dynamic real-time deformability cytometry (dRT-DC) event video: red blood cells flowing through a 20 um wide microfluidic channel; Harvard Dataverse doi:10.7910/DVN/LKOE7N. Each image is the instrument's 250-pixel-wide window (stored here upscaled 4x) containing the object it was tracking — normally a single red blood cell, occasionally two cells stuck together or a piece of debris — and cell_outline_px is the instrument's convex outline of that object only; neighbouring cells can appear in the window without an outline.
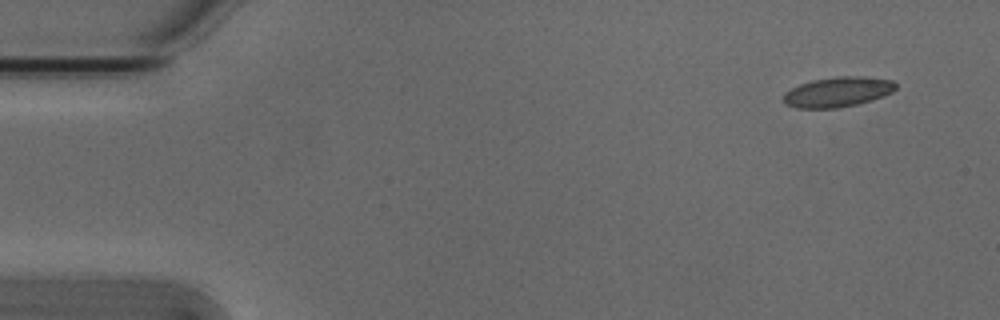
{"species": "Egyptian fruit bat (a non-hibernating species)", "species_latin": "Rousettus aegyptiacus", "temperature_condition": "cold", "stored_images_in_passage": 4, "camera_frame_rate_fps": 3000, "um_per_image_px": 0.085, "animal": {"sex": "male"}, "frame": {"image": 1, "passage_image": 1, "time_ms": 0.0, "image_size_px": [1000, 320], "cell_outline_px": [[896, 88], [892, 92], [884, 96], [872, 100], [856, 104], [836, 108], [796, 108], [784, 104], [784, 92], [800, 84], [812, 80], [836, 76], [860, 76], [892, 80], [896, 84]], "centroid_in_image_um": [71.2, 7.81], "position_along_channel_um": 13.8, "area_um2": 19.65}}